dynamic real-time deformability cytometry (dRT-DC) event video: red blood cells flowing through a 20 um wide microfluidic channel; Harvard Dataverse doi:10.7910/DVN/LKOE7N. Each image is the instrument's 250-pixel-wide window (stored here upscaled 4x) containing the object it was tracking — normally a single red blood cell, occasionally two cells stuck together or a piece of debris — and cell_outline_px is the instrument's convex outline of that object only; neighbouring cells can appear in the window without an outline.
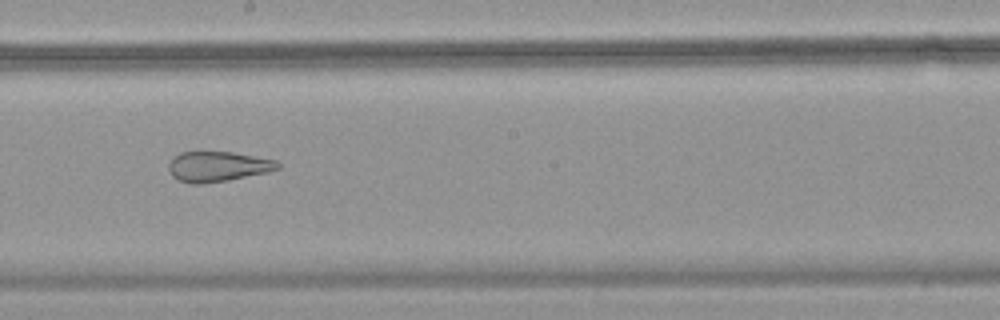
{"species": "common noctule bat (a hibernating species)", "species_latin": "Nyctalus noctula", "temperature_condition": "warm", "stored_images_in_passage": 54, "camera_frame_rate_fps": 3000, "um_per_image_px": 0.085, "animal": {"sex": "female", "body_mass_g": 18.4}, "frame": {"image": 1, "passage_image": 31, "time_ms": 10.0, "image_size_px": [1000, 320], "cell_outline_px": [[280, 168], [268, 172], [228, 180], [200, 184], [192, 184], [180, 180], [172, 176], [168, 168], [168, 164], [172, 156], [180, 152], [232, 152], [276, 160], [280, 164]], "centroid_in_image_um": [18.49, 14.15], "position_along_channel_um": 229.7, "area_um2": 19.19}}
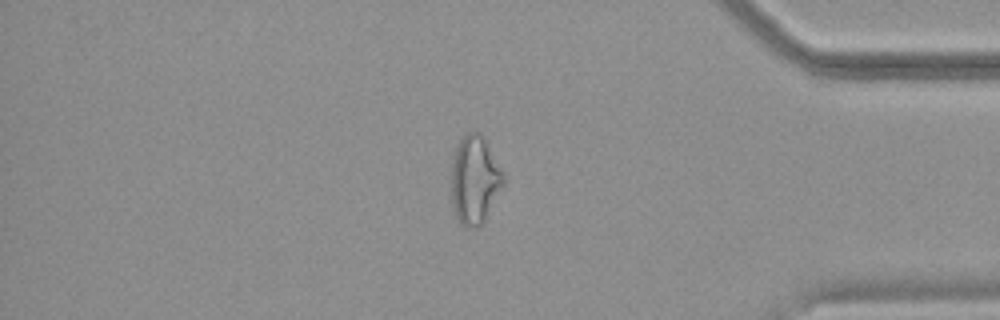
{"frame": {"image": 2, "passage_image": 46, "time_ms": 15.0, "image_size_px": [1000, 320], "cell_outline_px": [[504, 184], [480, 224], [476, 228], [468, 228], [460, 224], [452, 208], [452, 148], [468, 132], [480, 132], [484, 136], [504, 172]], "centroid_in_image_um": [40.33, 15.23], "position_along_channel_um": 394.9, "area_um2": 26.88}, "authors_computed_cell_mechanics": {"area_um2": 27.4839, "velocity_mm_per_s": 3.7938, "shape_relaxation_time_tau1_ms": null, "shape_relaxation_time_tau2_ms": 1.7113, "deformation_change_tau1": null, "deformation_change_tau2": 0.1065}}